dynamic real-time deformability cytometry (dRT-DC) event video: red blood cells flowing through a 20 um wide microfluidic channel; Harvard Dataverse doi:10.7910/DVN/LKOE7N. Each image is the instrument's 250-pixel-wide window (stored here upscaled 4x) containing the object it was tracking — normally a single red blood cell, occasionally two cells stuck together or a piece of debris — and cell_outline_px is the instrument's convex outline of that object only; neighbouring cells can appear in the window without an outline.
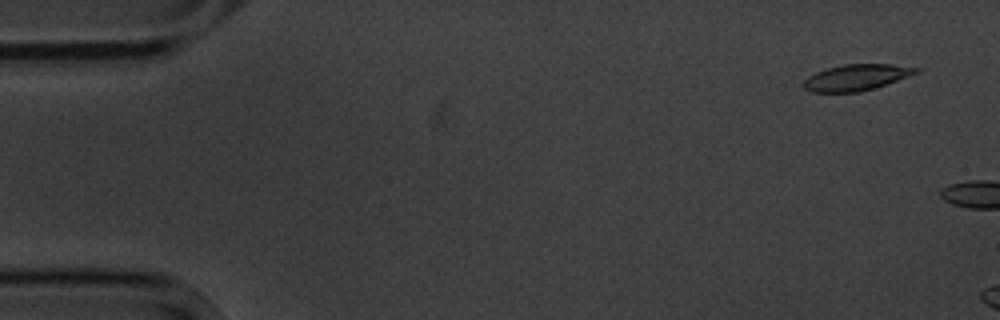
{"species": "common noctule bat (a hibernating species)", "species_latin": "Nyctalus noctula", "temperature_condition": "cold", "stored_images_in_passage": 2, "camera_frame_rate_fps": 3000, "um_per_image_px": 0.085, "animal": {"sex": "male", "body_mass_g": 20.1, "forearm_length_mm": 53.5}, "frame": {"image": 1, "passage_image": 1, "time_ms": 0.0, "image_size_px": [1000, 320], "cell_outline_px": [[924, 68], [920, 72], [872, 88], [856, 92], [812, 92], [804, 88], [804, 80], [808, 76], [816, 72], [828, 68], [844, 64], [892, 64]], "centroid_in_image_um": [72.81, 6.56], "position_along_channel_um": 12.2, "area_um2": 16.94}}